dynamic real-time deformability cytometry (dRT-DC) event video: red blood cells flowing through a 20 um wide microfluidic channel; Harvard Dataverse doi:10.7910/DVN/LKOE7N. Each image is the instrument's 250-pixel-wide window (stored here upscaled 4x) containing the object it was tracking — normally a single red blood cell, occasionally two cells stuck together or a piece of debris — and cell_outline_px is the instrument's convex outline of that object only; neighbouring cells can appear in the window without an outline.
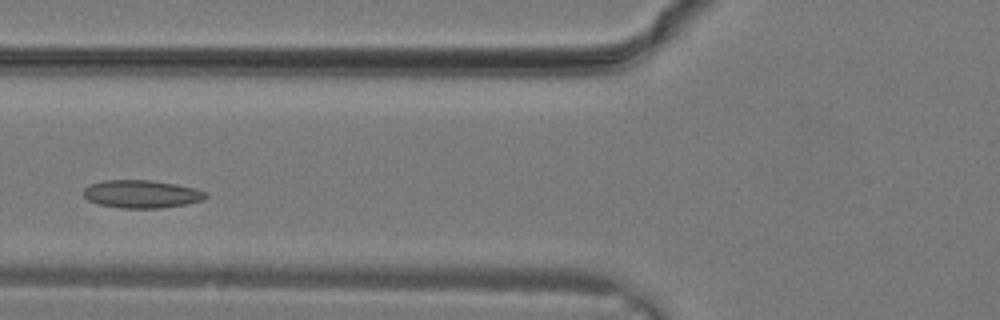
{"species": "common noctule bat (a hibernating species)", "species_latin": "Nyctalus noctula", "temperature_condition": "warm", "stored_images_in_passage": 9, "camera_frame_rate_fps": 3000, "um_per_image_px": 0.085, "animal": {"sex": "male", "body_mass_g": 19.2, "forearm_length_mm": 51.8}, "frame": {"image": 1, "passage_image": 6, "time_ms": 1.667, "image_size_px": [1000, 320], "cell_outline_px": [[208, 196], [204, 200], [184, 204], [160, 208], [120, 208], [100, 204], [88, 200], [84, 196], [84, 188], [88, 184], [104, 180], [148, 180], [176, 184], [196, 188], [208, 192]], "centroid_in_image_um": [12.05, 16.48], "position_along_channel_um": 113.8, "area_um2": 19.94}}
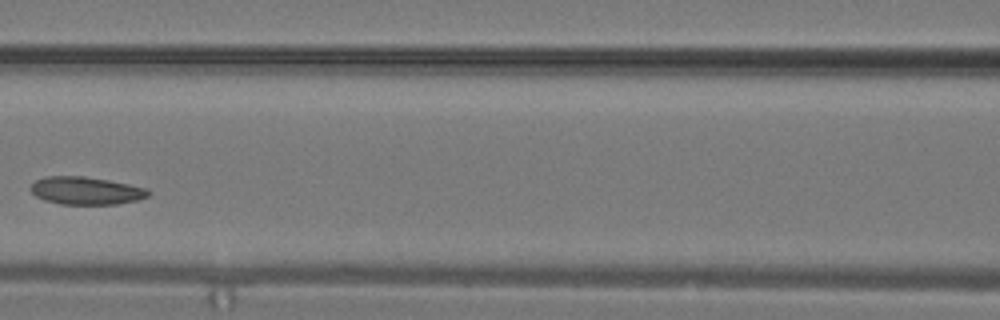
{"frame": {"image": 2, "passage_image": 8, "time_ms": 2.333, "image_size_px": [1000, 320], "cell_outline_px": [[152, 192], [148, 196], [140, 200], [116, 204], [60, 204], [44, 200], [36, 196], [28, 188], [36, 180], [44, 176], [84, 176], [108, 180], [148, 188]], "centroid_in_image_um": [7.32, 16.21], "position_along_channel_um": 159.3, "area_um2": 19.19}}